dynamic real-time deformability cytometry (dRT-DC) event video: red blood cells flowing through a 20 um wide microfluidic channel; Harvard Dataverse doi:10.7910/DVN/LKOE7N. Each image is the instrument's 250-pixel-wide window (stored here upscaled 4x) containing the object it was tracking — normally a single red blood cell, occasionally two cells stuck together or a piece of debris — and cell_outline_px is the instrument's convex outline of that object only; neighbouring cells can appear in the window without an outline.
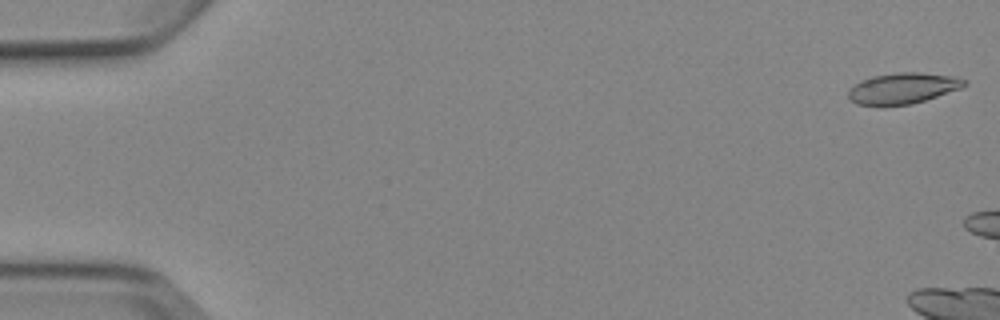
{"species": "Egyptian fruit bat (a non-hibernating species)", "species_latin": "Rousettus aegyptiacus", "temperature_condition": "cold", "stored_images_in_passage": 11, "camera_frame_rate_fps": 3000, "um_per_image_px": 0.085, "animal": {"sex": "female"}, "frame": {"image": 1, "passage_image": 1, "time_ms": 0.0, "image_size_px": [1000, 320], "cell_outline_px": [[968, 84], [960, 88], [912, 104], [856, 104], [848, 96], [848, 92], [860, 80], [872, 76], [896, 72], [920, 72], [960, 76], [968, 80]], "centroid_in_image_um": [76.82, 7.46], "position_along_channel_um": 8.2, "area_um2": 20.69}}